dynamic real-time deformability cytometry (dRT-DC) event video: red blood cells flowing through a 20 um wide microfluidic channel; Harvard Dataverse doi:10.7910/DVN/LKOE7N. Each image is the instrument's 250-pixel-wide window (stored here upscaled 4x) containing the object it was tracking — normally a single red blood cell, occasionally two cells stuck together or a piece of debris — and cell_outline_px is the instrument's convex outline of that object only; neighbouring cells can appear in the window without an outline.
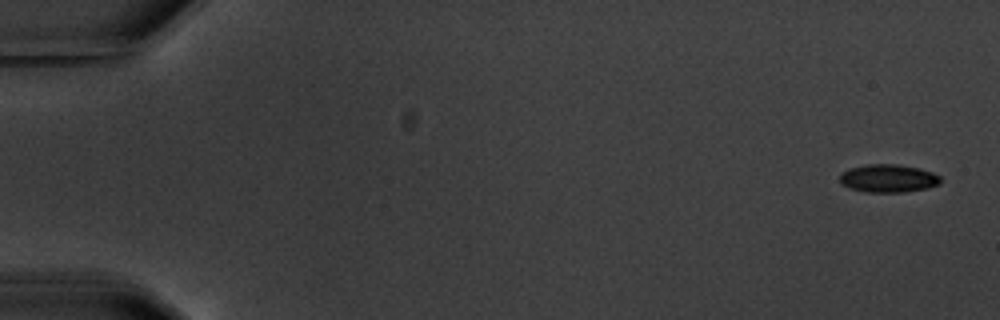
{"species": "common noctule bat (a hibernating species)", "species_latin": "Nyctalus noctula", "temperature_condition": "warm", "stored_images_in_passage": 5, "camera_frame_rate_fps": 3000, "um_per_image_px": 0.085, "animal": {"sex": "male", "body_mass_g": 20.1, "forearm_length_mm": 53.5}, "frame": {"image": 1, "passage_image": 1, "time_ms": 0.0, "image_size_px": [1000, 320], "cell_outline_px": [[940, 184], [924, 188], [904, 192], [868, 192], [848, 188], [840, 184], [840, 172], [848, 168], [864, 164], [896, 164], [920, 168], [932, 172], [940, 176]], "centroid_in_image_um": [75.44, 15.15], "position_along_channel_um": 9.6, "area_um2": 16.59}}
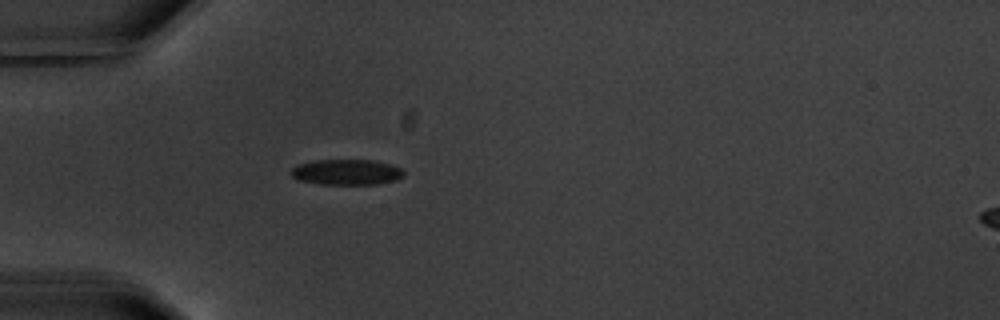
{"frame": {"image": 2, "passage_image": 5, "time_ms": 5.333, "image_size_px": [1000, 320], "cell_outline_px": [[404, 176], [396, 180], [376, 184], [316, 184], [300, 180], [292, 176], [288, 172], [296, 164], [312, 160], [372, 160], [392, 164], [400, 168], [404, 172]], "centroid_in_image_um": [29.42, 14.62], "position_along_channel_um": 55.6, "area_um2": 16.99}}